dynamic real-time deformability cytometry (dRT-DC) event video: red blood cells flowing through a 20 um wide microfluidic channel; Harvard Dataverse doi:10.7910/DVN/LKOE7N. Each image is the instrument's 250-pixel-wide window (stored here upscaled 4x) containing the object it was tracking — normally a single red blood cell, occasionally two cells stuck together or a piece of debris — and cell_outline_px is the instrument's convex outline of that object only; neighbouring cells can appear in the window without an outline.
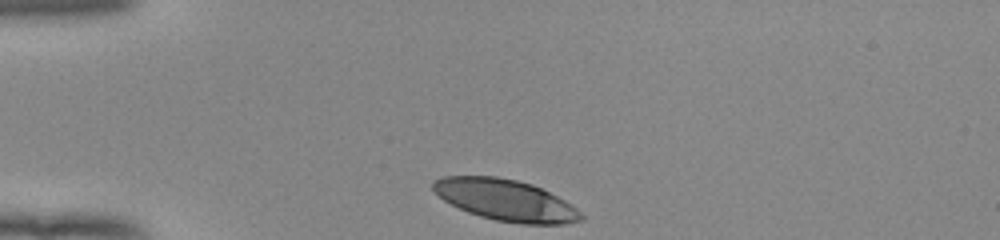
{"species": "human", "species_latin": "Homo sapiens", "temperature_condition": "room temperature", "stored_images_in_passage": 32, "camera_frame_rate_fps": 3000, "um_per_image_px": 0.085, "donor": {"sex": "female"}, "frame": {"image": 1, "passage_image": 1, "time_ms": 0.0, "image_size_px": [1000, 240], "cell_outline_px": [[584, 220], [568, 224], [520, 224], [496, 220], [480, 216], [468, 212], [444, 200], [432, 188], [432, 180], [444, 176], [496, 176], [516, 180], [532, 184], [564, 200], [576, 208], [584, 216]], "centroid_in_image_um": [42.99, 17.01], "position_along_channel_um": 42.0, "area_um2": 35.49}}
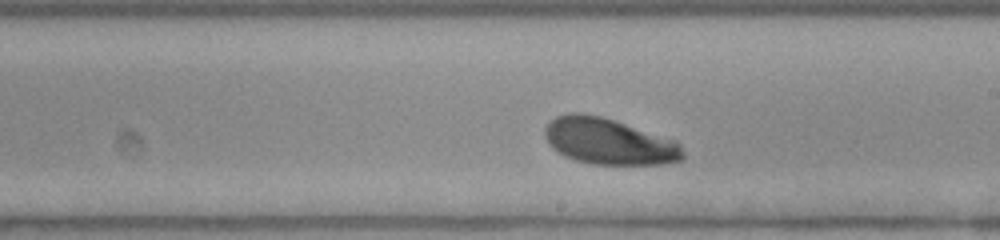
{"frame": {"image": 2, "passage_image": 19, "time_ms": 6.0, "image_size_px": [1000, 240], "cell_outline_px": [[684, 160], [664, 164], [592, 164], [576, 160], [564, 156], [552, 148], [548, 144], [544, 136], [544, 128], [548, 120], [556, 116], [568, 112], [580, 112], [600, 116], [676, 140], [680, 144], [684, 152]], "centroid_in_image_um": [51.72, 12.01], "position_along_channel_um": 237.3, "area_um2": 37.45}}
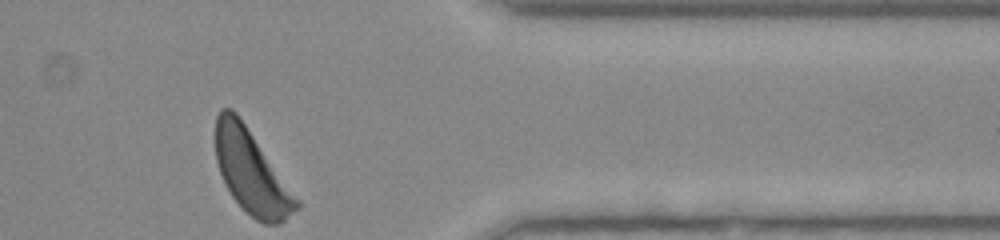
{"frame": {"image": 3, "passage_image": 32, "time_ms": 10.333, "image_size_px": [1000, 240], "cell_outline_px": [[304, 204], [300, 208], [280, 224], [264, 224], [256, 220], [232, 196], [220, 172], [216, 160], [216, 116], [220, 108], [232, 108], [236, 112]], "centroid_in_image_um": [21.42, 14.63], "position_along_channel_um": 390.0, "area_um2": 39.3}, "authors_computed_cell_mechanics": {"area_um2": 37.6856, "velocity_mm_per_s": 3.8615, "shape_relaxation_time_tau1_ms": 2.0528, "shape_relaxation_time_tau2_ms": null, "deformation_change_tau1": 0.1406, "deformation_change_tau2": null}}